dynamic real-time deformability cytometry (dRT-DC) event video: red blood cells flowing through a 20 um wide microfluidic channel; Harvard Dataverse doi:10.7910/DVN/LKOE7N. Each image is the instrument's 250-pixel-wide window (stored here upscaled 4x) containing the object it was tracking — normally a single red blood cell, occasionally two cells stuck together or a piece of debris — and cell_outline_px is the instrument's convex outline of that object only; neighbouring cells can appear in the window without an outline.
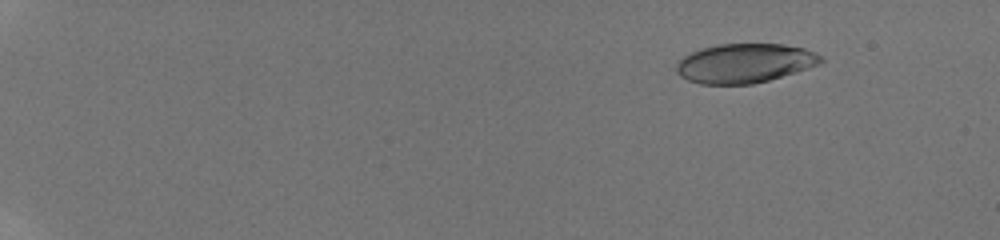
{"species": "human", "species_latin": "Homo sapiens", "temperature_condition": "room temperature", "stored_images_in_passage": 62, "camera_frame_rate_fps": 3000, "um_per_image_px": 0.085, "donor": {"sex": "male"}, "frame": {"image": 1, "passage_image": 9, "time_ms": 2.333, "image_size_px": [1000, 240], "cell_outline_px": [[824, 60], [820, 64], [796, 72], [768, 80], [752, 84], [700, 84], [688, 80], [680, 76], [676, 72], [676, 64], [684, 56], [700, 48], [716, 44], [780, 44], [804, 48], [824, 56]], "centroid_in_image_um": [63.3, 5.37], "position_along_channel_um": 21.7, "area_um2": 33.12}}
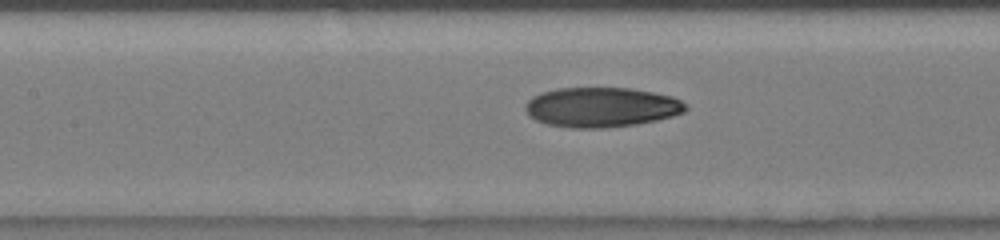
{"frame": {"image": 2, "passage_image": 35, "time_ms": 10.0, "image_size_px": [1000, 240], "cell_outline_px": [[688, 108], [684, 112], [672, 116], [656, 120], [636, 124], [604, 128], [572, 128], [548, 124], [536, 120], [528, 116], [524, 108], [524, 104], [532, 96], [540, 92], [556, 88], [632, 88], [672, 96], [688, 104]], "centroid_in_image_um": [51.1, 9.11], "position_along_channel_um": 156.3, "area_um2": 37.45}}
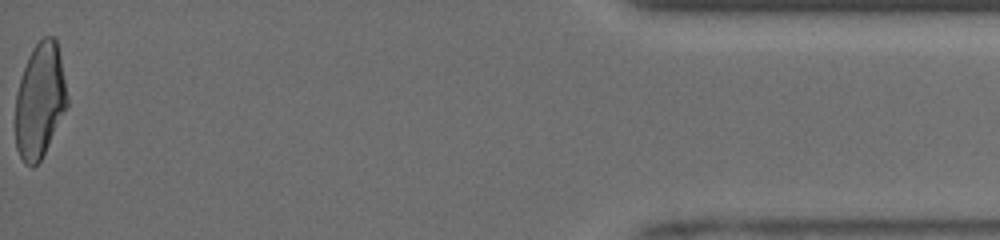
{"frame": {"image": 3, "passage_image": 62, "time_ms": 18.667, "image_size_px": [1000, 240], "cell_outline_px": [[68, 104], [40, 160], [32, 168], [24, 164], [16, 148], [16, 92], [28, 56], [32, 48], [44, 36], [52, 36], [56, 40], [60, 56], [68, 96]], "centroid_in_image_um": [3.38, 8.55], "position_along_channel_um": 431.8, "area_um2": 34.28}, "authors_computed_cell_mechanics": {"area_um2": 35.3158, "velocity_mm_per_s": 3.9571, "shape_relaxation_time_tau1_ms": null, "shape_relaxation_time_tau2_ms": 2.1168, "deformation_change_tau1": null, "deformation_change_tau2": 0.0802}}